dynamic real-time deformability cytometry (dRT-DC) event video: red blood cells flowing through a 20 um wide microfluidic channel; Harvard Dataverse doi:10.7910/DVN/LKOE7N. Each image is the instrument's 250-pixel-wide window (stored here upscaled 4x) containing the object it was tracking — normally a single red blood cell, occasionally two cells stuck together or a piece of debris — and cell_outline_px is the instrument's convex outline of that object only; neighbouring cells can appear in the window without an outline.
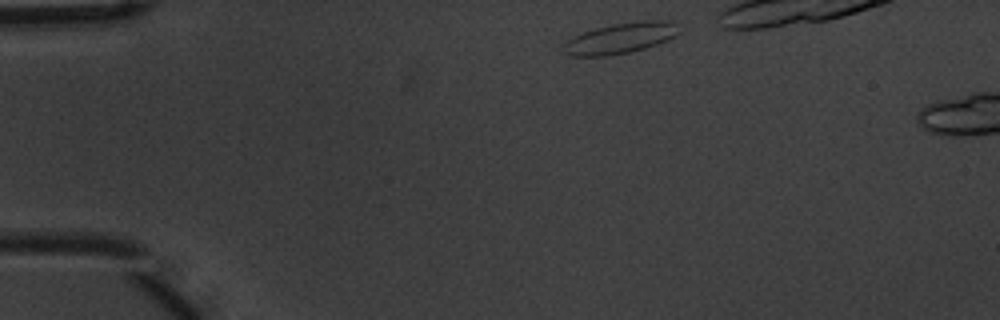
{"species": "common noctule bat (a hibernating species)", "species_latin": "Nyctalus noctula", "temperature_condition": "warm", "stored_images_in_passage": 3, "camera_frame_rate_fps": 3000, "um_per_image_px": 0.085, "animal": {"sex": "male", "body_mass_g": 20.1, "forearm_length_mm": 53.5}, "frame": {"image": 1, "passage_image": 1, "time_ms": 0.0, "image_size_px": [1000, 320], "cell_outline_px": [[680, 32], [676, 36], [668, 40], [644, 48], [628, 52], [608, 56], [564, 56], [560, 48], [568, 40], [584, 32], [596, 28], [612, 24], [640, 20], [672, 20], [680, 24]], "centroid_in_image_um": [52.77, 3.24], "position_along_channel_um": 32.2, "area_um2": 21.04}}